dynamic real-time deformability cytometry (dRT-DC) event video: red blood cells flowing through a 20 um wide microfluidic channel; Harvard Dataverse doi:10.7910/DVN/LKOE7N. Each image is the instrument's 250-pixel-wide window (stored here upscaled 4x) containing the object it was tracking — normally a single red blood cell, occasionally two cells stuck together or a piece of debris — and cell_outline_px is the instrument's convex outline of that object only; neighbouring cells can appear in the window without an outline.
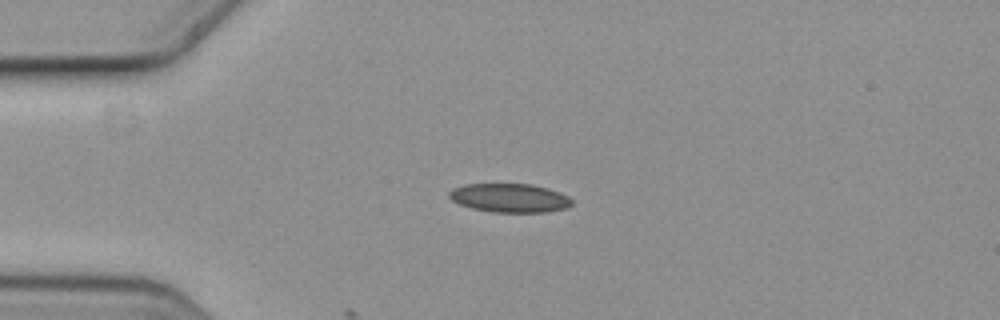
{"species": "common noctule bat (a hibernating species)", "species_latin": "Nyctalus noctula", "temperature_condition": "cold", "stored_images_in_passage": 2, "camera_frame_rate_fps": 3000, "um_per_image_px": 0.085, "animal": {"sex": "female", "body_mass_g": 19.3, "forearm_length_mm": 54.1}, "frame": {"image": 1, "passage_image": 1, "time_ms": 0.0, "image_size_px": [1000, 320], "cell_outline_px": [[572, 204], [568, 208], [544, 212], [492, 212], [472, 208], [460, 204], [452, 200], [448, 196], [448, 192], [452, 188], [464, 184], [532, 184], [548, 188], [568, 196], [572, 200]], "centroid_in_image_um": [43.31, 16.82], "position_along_channel_um": 41.7, "area_um2": 20.63}}